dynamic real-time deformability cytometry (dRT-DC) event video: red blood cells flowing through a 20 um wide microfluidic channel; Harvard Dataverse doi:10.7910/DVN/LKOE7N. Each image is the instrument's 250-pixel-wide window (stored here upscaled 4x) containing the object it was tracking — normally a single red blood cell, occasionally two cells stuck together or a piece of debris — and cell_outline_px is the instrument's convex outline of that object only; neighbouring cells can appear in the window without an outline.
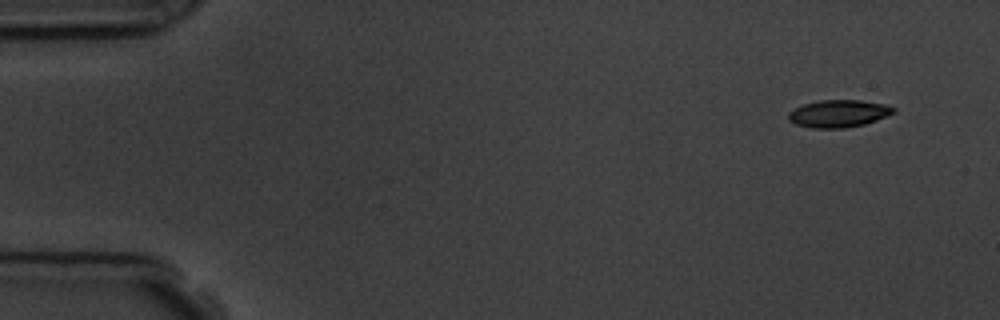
{"species": "common noctule bat (a hibernating species)", "species_latin": "Nyctalus noctula", "temperature_condition": "room temperature", "stored_images_in_passage": 7, "camera_frame_rate_fps": 3000, "um_per_image_px": 0.085, "animal": {"sex": "male", "body_mass_g": 19.5, "forearm_length_mm": 54.6}, "frame": {"image": 1, "passage_image": 1, "time_ms": 0.0, "image_size_px": [1000, 320], "cell_outline_px": [[896, 112], [876, 120], [864, 124], [844, 128], [812, 128], [796, 124], [788, 120], [788, 112], [792, 108], [804, 104], [820, 100], [860, 100], [888, 104], [896, 108]], "centroid_in_image_um": [71.28, 9.64], "position_along_channel_um": 13.7, "area_um2": 16.94}}